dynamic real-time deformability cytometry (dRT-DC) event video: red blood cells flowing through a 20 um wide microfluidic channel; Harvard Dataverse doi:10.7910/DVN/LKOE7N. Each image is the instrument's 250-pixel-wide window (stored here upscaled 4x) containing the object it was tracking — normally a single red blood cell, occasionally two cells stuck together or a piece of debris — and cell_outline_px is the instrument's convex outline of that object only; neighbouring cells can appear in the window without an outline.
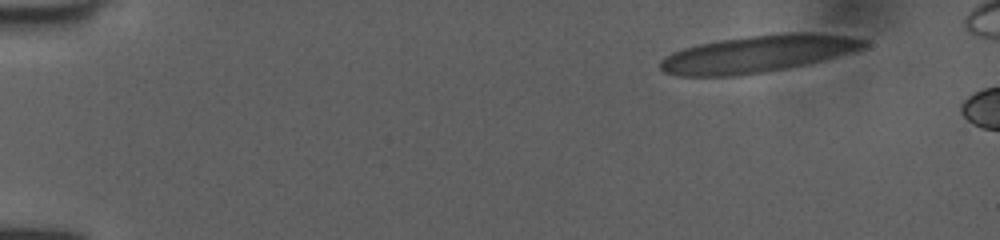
{"species": "human", "species_latin": "Homo sapiens", "temperature_condition": "room temperature", "stored_images_in_passage": 6, "camera_frame_rate_fps": 3000, "um_per_image_px": 0.085, "donor": {"sex": "female"}, "frame": {"image": 1, "passage_image": 1, "time_ms": 0.0, "image_size_px": [1000, 240], "cell_outline_px": [[868, 44], [864, 48], [824, 60], [808, 64], [788, 68], [764, 72], [736, 76], [676, 76], [664, 72], [660, 68], [660, 60], [664, 56], [672, 52], [684, 48], [700, 44], [720, 40], [748, 36], [788, 32], [812, 32], [848, 36], [864, 40]], "centroid_in_image_um": [64.4, 4.58], "position_along_channel_um": 20.6, "area_um2": 44.1}}